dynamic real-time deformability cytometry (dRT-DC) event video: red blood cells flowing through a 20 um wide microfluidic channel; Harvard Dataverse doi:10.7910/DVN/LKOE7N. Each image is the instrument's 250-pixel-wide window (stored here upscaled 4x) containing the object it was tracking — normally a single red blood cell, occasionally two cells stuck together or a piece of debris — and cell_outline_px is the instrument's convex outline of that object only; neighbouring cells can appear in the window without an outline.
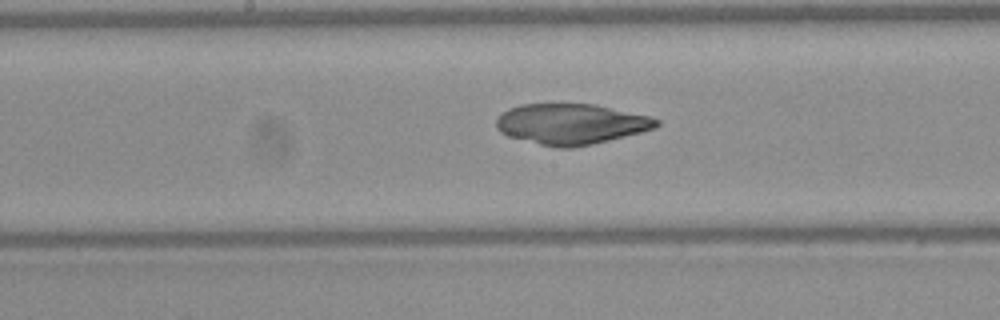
{"species": "Egyptian fruit bat (a non-hibernating species)", "species_latin": "Rousettus aegyptiacus", "temperature_condition": "warm", "stored_images_in_passage": 45, "camera_frame_rate_fps": 3000, "um_per_image_px": 0.085, "frame": {"image": 1, "passage_image": 22, "time_ms": 7.0, "image_size_px": [1000, 320], "cell_outline_px": [[660, 124], [656, 128], [592, 144], [572, 148], [556, 148], [508, 136], [500, 132], [496, 128], [496, 120], [508, 108], [520, 104], [592, 104], [648, 116], [660, 120]], "centroid_in_image_um": [48.51, 10.54], "position_along_channel_um": 199.7, "area_um2": 37.57}}
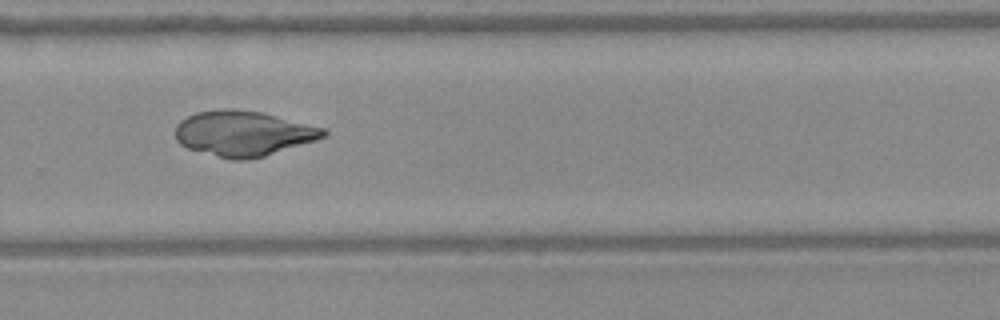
{"frame": {"image": 2, "passage_image": 30, "time_ms": 9.667, "image_size_px": [1000, 320], "cell_outline_px": [[328, 132], [324, 136], [316, 140], [264, 156], [248, 160], [232, 160], [188, 148], [180, 144], [176, 140], [176, 124], [180, 120], [196, 112], [260, 112], [324, 128]], "centroid_in_image_um": [20.68, 11.39], "position_along_channel_um": 309.1, "area_um2": 37.74}}
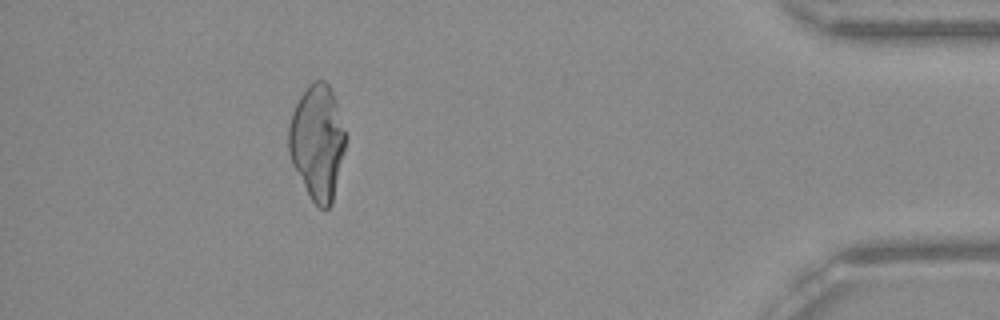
{"frame": {"image": 3, "passage_image": 41, "time_ms": 13.333, "image_size_px": [1000, 320], "cell_outline_px": [[348, 136], [332, 204], [328, 208], [320, 208], [312, 200], [292, 164], [288, 152], [288, 128], [292, 112], [300, 96], [308, 84], [316, 80], [324, 80], [332, 88]], "centroid_in_image_um": [26.99, 12.04], "position_along_channel_um": 408.2, "area_um2": 38.44}}